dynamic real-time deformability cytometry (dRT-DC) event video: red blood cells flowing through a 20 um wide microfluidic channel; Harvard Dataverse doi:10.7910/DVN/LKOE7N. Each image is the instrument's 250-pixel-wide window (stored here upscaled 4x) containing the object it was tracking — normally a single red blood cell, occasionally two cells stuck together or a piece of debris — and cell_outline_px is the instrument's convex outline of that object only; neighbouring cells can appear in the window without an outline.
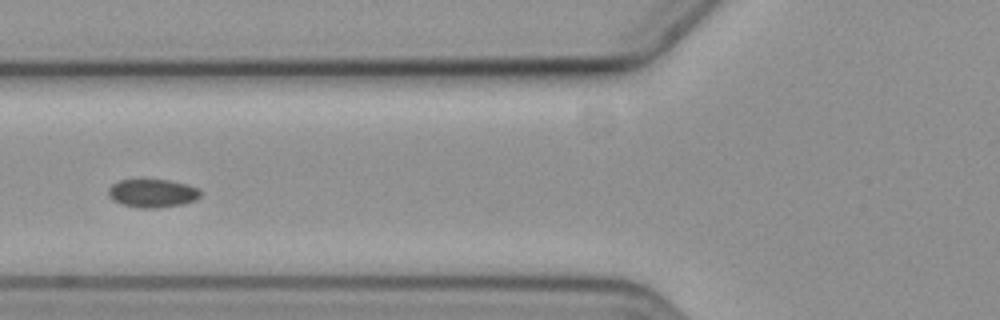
{"species": "common noctule bat (a hibernating species)", "species_latin": "Nyctalus noctula", "temperature_condition": "cold", "stored_images_in_passage": 8, "camera_frame_rate_fps": 3000, "um_per_image_px": 0.085, "animal": {"sex": "female", "body_mass_g": 19.3, "forearm_length_mm": 54.1}, "frame": {"image": 1, "passage_image": 6, "time_ms": 6.333, "image_size_px": [1000, 320], "cell_outline_px": [[200, 196], [196, 200], [184, 204], [156, 208], [136, 208], [120, 204], [112, 200], [108, 196], [108, 188], [112, 184], [120, 180], [172, 180], [188, 184], [200, 188]], "centroid_in_image_um": [12.96, 16.43], "position_along_channel_um": 112.8, "area_um2": 15.49}}
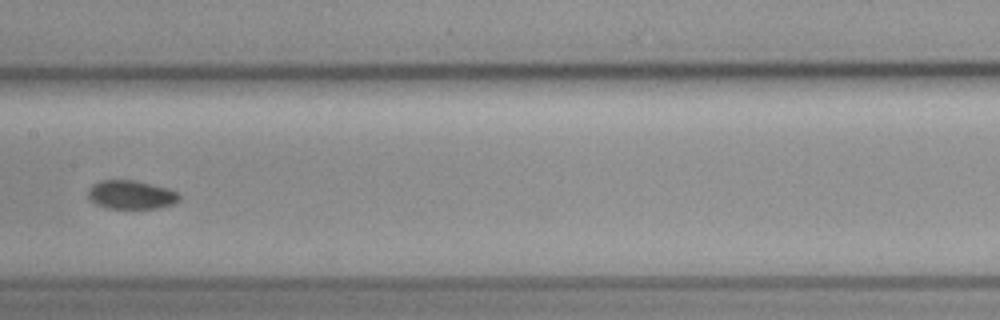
{"frame": {"image": 2, "passage_image": 8, "time_ms": 8.667, "image_size_px": [1000, 320], "cell_outline_px": [[180, 200], [172, 204], [156, 208], [104, 208], [88, 200], [88, 188], [92, 184], [100, 180], [136, 180], [168, 188], [176, 192], [180, 196]], "centroid_in_image_um": [11.1, 16.54], "position_along_channel_um": 196.3, "area_um2": 15.37}}